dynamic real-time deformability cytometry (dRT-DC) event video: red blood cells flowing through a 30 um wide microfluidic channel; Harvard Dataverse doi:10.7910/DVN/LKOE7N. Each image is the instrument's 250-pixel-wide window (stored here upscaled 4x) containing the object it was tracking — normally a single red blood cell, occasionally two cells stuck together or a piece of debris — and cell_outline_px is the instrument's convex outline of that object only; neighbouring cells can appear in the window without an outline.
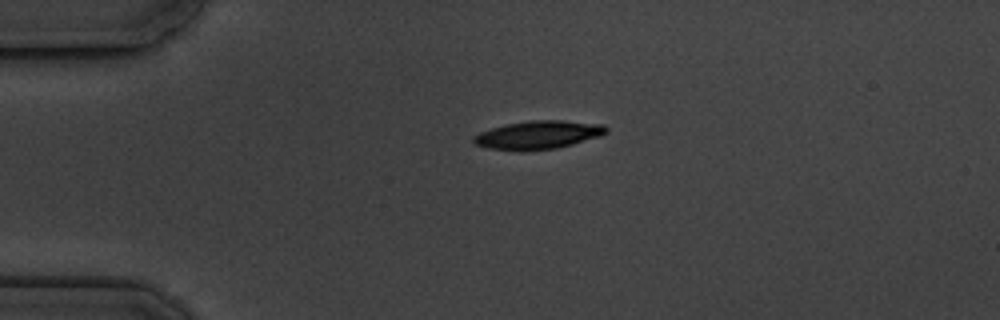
{"species": "common noctule bat (a hibernating species)", "species_latin": "Nyctalus noctula", "temperature_condition": "cold", "stored_images_in_passage": 2, "camera_frame_rate_fps": 3000, "um_per_image_px": 0.085, "animal": {"sex": "male", "body_mass_g": 19.5, "forearm_length_mm": 54.6}, "frame": {"image": 1, "passage_image": 1, "time_ms": 0.0, "image_size_px": [1000, 320], "cell_outline_px": [[608, 132], [600, 136], [572, 144], [556, 148], [520, 152], [488, 148], [476, 144], [472, 140], [472, 136], [480, 132], [492, 128], [508, 124], [528, 120], [564, 120], [604, 124], [608, 128]], "centroid_in_image_um": [45.75, 11.47], "position_along_channel_um": 39.2, "area_um2": 22.08}}